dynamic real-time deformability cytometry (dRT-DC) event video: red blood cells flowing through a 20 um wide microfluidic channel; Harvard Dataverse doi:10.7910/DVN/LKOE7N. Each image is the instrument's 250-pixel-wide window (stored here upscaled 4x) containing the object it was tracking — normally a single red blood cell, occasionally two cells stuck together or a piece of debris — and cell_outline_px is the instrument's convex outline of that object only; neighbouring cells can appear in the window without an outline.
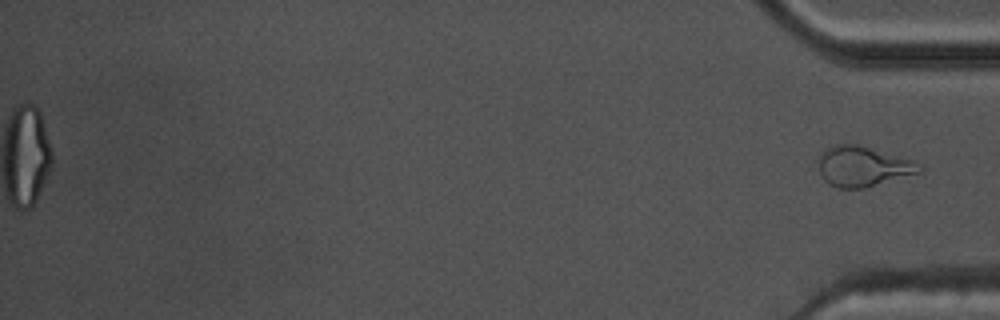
{"species": "common noctule bat (a hibernating species)", "species_latin": "Nyctalus noctula", "temperature_condition": "warm", "stored_images_in_passage": 40, "segment_of_instrument_passage": [2, 2], "camera_frame_rate_fps": 3000, "um_per_image_px": 0.085, "animal": {"sex": "male", "body_mass_g": 17.5, "forearm_length_mm": 52.3}, "frame": {"image": 1, "passage_image": 40, "time_ms": 13.0, "image_size_px": [1000, 320], "cell_outline_px": [[924, 172], [864, 188], [836, 188], [828, 184], [824, 180], [820, 172], [820, 152], [832, 144], [860, 144], [916, 160], [924, 168]], "centroid_in_image_um": [73.41, 14.13], "position_along_channel_um": 361.8, "area_um2": 24.22}}